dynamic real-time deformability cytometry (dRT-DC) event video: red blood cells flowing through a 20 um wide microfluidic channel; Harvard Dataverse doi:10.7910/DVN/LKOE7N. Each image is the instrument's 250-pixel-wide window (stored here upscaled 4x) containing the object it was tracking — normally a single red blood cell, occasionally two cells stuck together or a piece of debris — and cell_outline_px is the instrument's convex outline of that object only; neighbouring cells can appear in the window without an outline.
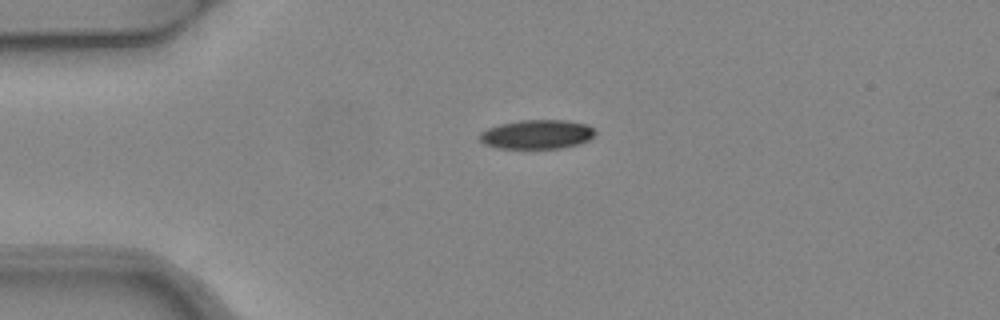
{"species": "common noctule bat (a hibernating species)", "species_latin": "Nyctalus noctula", "temperature_condition": "warm", "stored_images_in_passage": 3, "camera_frame_rate_fps": 3000, "um_per_image_px": 0.085, "animal": {"sex": "female", "body_mass_g": 24.6, "forearm_length_mm": 56.2}, "frame": {"image": 1, "passage_image": 1, "time_ms": 0.0, "image_size_px": [1000, 320], "cell_outline_px": [[596, 132], [588, 140], [580, 144], [560, 148], [496, 148], [484, 144], [476, 136], [480, 132], [488, 128], [500, 124], [520, 120], [568, 120], [588, 124]], "centroid_in_image_um": [45.62, 11.42], "position_along_channel_um": 39.4, "area_um2": 19.77}}
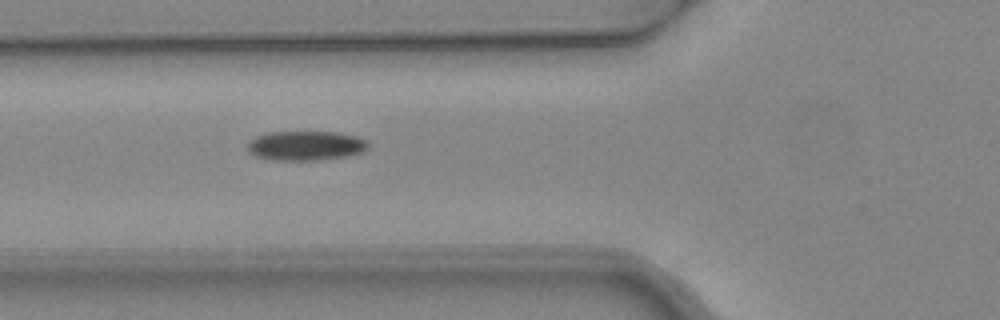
{"frame": {"image": 2, "passage_image": 3, "time_ms": 0.667, "image_size_px": [1000, 320], "cell_outline_px": [[368, 148], [364, 152], [348, 156], [320, 160], [272, 160], [256, 156], [248, 152], [248, 140], [256, 136], [268, 132], [336, 132], [356, 136], [368, 140]], "centroid_in_image_um": [26.0, 12.38], "position_along_channel_um": 99.8, "area_um2": 20.98}}